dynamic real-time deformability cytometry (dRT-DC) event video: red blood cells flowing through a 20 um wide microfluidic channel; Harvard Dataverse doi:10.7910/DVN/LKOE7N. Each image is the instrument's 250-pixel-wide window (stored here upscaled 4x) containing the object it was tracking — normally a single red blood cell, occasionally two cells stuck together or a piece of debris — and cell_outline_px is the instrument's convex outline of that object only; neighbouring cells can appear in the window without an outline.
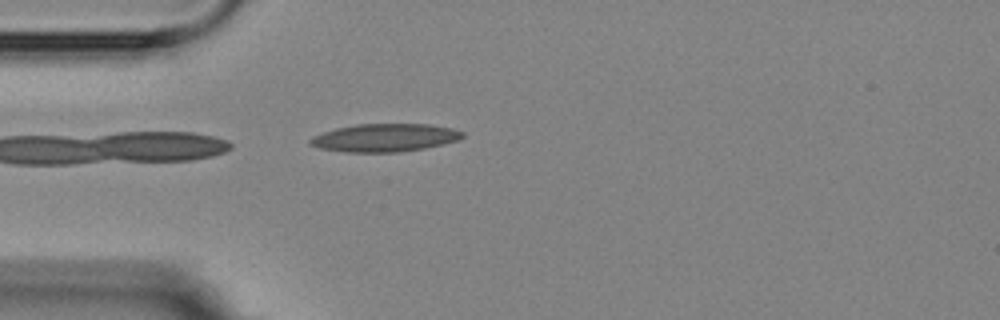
{"species": "Egyptian fruit bat (a non-hibernating species)", "species_latin": "Rousettus aegyptiacus", "temperature_condition": "room temperature", "stored_images_in_passage": 5, "camera_frame_rate_fps": 3000, "um_per_image_px": 0.085, "animal": {"sex": "female"}, "frame": {"image": 1, "passage_image": 5, "time_ms": 4.667, "image_size_px": [1000, 320], "cell_outline_px": [[464, 136], [460, 140], [444, 144], [424, 148], [400, 152], [348, 152], [320, 148], [308, 144], [308, 140], [312, 136], [336, 128], [356, 124], [428, 124], [452, 128], [464, 132]], "centroid_in_image_um": [32.72, 11.7], "position_along_channel_um": 52.3, "area_um2": 24.91}}